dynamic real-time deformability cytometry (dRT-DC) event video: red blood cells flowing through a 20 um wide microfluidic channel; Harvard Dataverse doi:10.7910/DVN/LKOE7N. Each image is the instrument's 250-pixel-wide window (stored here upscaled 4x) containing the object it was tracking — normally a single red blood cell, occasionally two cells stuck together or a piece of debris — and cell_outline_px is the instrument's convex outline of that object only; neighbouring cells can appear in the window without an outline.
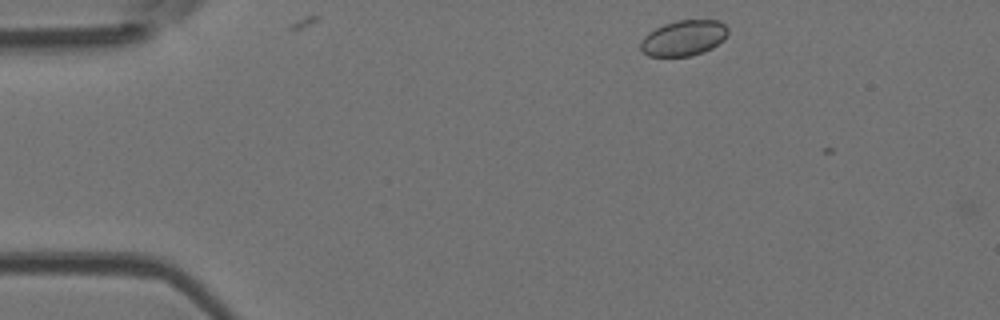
{"species": "Egyptian fruit bat (a non-hibernating species)", "species_latin": "Rousettus aegyptiacus", "temperature_condition": "room temperature", "stored_images_in_passage": 3, "camera_frame_rate_fps": 3000, "um_per_image_px": 0.085, "animal": {"sex": "female"}, "frame": {"image": 1, "passage_image": 2, "time_ms": 0.333, "image_size_px": [1000, 320], "cell_outline_px": [[728, 36], [724, 40], [712, 48], [704, 52], [692, 56], [648, 56], [640, 48], [640, 40], [648, 32], [664, 24], [676, 20], [720, 20], [728, 28]], "centroid_in_image_um": [58.13, 3.23], "position_along_channel_um": 26.9, "area_um2": 18.32}}